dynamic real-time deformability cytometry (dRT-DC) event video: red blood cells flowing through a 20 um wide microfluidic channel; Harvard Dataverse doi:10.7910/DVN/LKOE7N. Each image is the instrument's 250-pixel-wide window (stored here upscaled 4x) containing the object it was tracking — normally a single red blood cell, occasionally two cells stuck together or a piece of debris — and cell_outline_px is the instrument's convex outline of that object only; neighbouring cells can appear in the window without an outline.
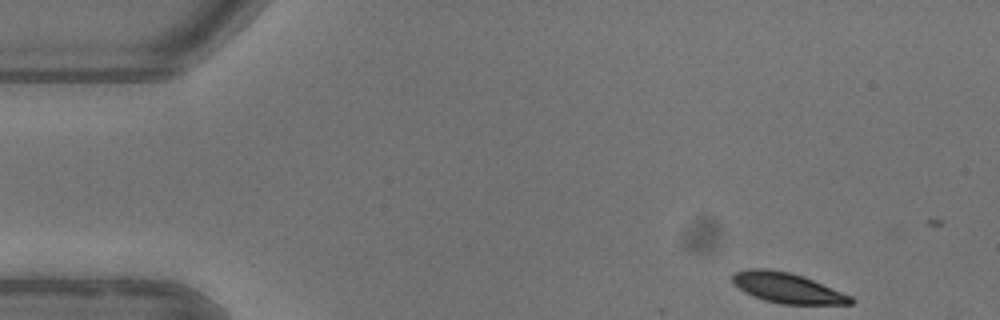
{"species": "common noctule bat (a hibernating species)", "species_latin": "Nyctalus noctula", "temperature_condition": "warm", "stored_images_in_passage": 3, "camera_frame_rate_fps": 3000, "um_per_image_px": 0.085, "animal": {"sex": "female"}, "frame": {"image": 1, "passage_image": 1, "time_ms": 0.0, "image_size_px": [1000, 320], "cell_outline_px": [[852, 304], [780, 304], [764, 300], [752, 296], [744, 292], [732, 284], [732, 276], [736, 272], [748, 268], [768, 268], [792, 272], [804, 276], [852, 296]], "centroid_in_image_um": [66.88, 24.46], "position_along_channel_um": 18.1, "area_um2": 21.04}}